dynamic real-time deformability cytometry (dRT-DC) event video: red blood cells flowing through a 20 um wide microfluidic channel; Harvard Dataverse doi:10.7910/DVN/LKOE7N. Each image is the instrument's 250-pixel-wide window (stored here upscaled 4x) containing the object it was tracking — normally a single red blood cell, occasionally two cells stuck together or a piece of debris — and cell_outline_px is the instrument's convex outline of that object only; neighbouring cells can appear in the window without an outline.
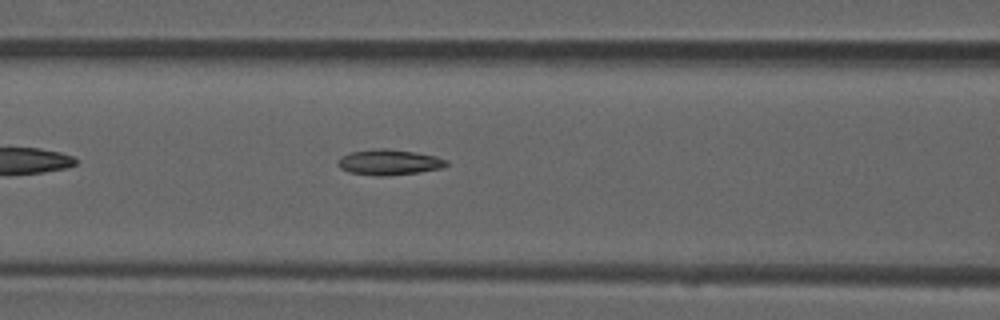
{"species": "common noctule bat (a hibernating species)", "species_latin": "Nyctalus noctula", "temperature_condition": "room temperature", "stored_images_in_passage": 39, "camera_frame_rate_fps": 3000, "um_per_image_px": 0.085, "animal": {"sex": "male", "forearm_length_mm": 52.5}, "frame": {"image": 1, "passage_image": 9, "time_ms": 2.667, "image_size_px": [1000, 320], "cell_outline_px": [[448, 164], [444, 168], [420, 172], [384, 176], [376, 176], [348, 172], [340, 168], [336, 164], [336, 160], [340, 156], [352, 152], [380, 148], [384, 148], [416, 152], [436, 156], [448, 160]], "centroid_in_image_um": [33.07, 13.79], "position_along_channel_um": 133.5, "area_um2": 16.36}}
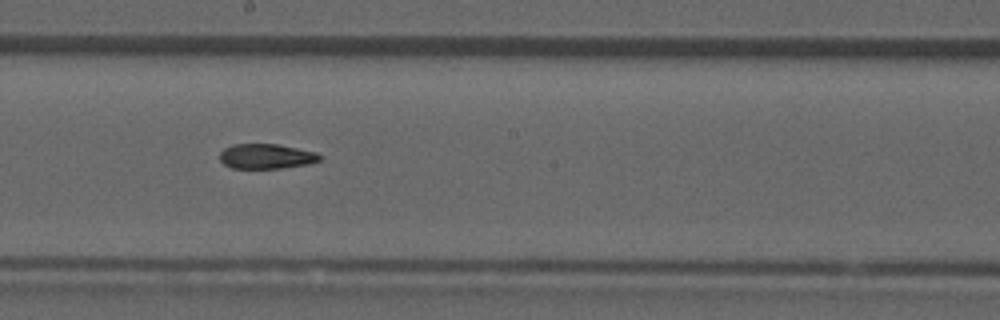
{"frame": {"image": 2, "passage_image": 16, "time_ms": 5.0, "image_size_px": [1000, 320], "cell_outline_px": [[324, 156], [320, 160], [308, 164], [280, 168], [232, 168], [224, 164], [220, 160], [220, 152], [224, 148], [232, 144], [276, 144], [316, 152]], "centroid_in_image_um": [22.63, 13.28], "position_along_channel_um": 225.6, "area_um2": 14.51}}
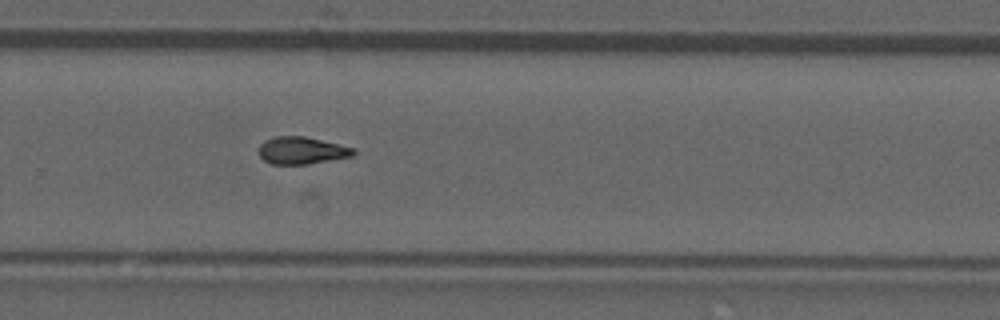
{"frame": {"image": 3, "passage_image": 22, "time_ms": 7.0, "image_size_px": [1000, 320], "cell_outline_px": [[356, 152], [352, 156], [308, 164], [272, 164], [264, 160], [260, 156], [260, 144], [264, 140], [276, 136], [304, 136], [356, 148]], "centroid_in_image_um": [25.66, 12.79], "position_along_channel_um": 304.1, "area_um2": 14.97}}